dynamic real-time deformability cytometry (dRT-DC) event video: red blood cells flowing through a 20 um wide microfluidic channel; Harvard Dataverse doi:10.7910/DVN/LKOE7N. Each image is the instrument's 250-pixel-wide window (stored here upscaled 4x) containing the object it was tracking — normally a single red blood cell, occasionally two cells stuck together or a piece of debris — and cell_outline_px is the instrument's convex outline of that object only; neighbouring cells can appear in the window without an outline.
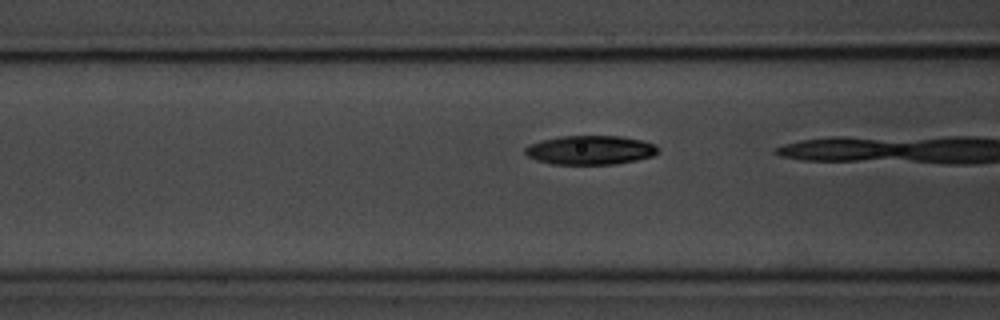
{"species": "common noctule bat (a hibernating species)", "species_latin": "Nyctalus noctula", "temperature_condition": "room temperature", "stored_images_in_passage": 15, "camera_frame_rate_fps": 3000, "um_per_image_px": 0.085, "animal": {"sex": "male", "body_mass_g": 20.1, "forearm_length_mm": 53.5}, "frame": {"image": 1, "passage_image": 14, "time_ms": 4.333, "image_size_px": [1000, 320], "cell_outline_px": [[660, 152], [652, 156], [636, 160], [616, 164], [552, 164], [536, 160], [528, 156], [524, 152], [524, 148], [528, 144], [540, 140], [560, 136], [620, 136], [640, 140], [656, 144], [660, 148]], "centroid_in_image_um": [50.17, 12.75], "position_along_channel_um": 116.4, "area_um2": 22.72}}